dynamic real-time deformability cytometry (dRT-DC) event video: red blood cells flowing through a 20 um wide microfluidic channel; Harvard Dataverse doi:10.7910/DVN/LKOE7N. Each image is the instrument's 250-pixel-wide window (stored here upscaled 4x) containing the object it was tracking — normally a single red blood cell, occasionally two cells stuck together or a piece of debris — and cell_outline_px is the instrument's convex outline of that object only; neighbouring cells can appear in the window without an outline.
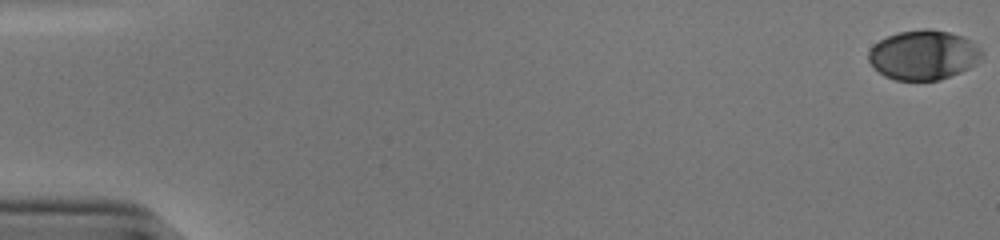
{"species": "human", "species_latin": "Homo sapiens", "temperature_condition": "cold", "stored_images_in_passage": 54, "camera_frame_rate_fps": 3000, "um_per_image_px": 0.085, "donor": {"sex": "male"}, "frame": {"image": 1, "passage_image": 1, "time_ms": 0.0, "image_size_px": [1000, 240], "cell_outline_px": [[980, 56], [976, 64], [960, 72], [940, 80], [896, 80], [884, 76], [868, 60], [868, 52], [880, 40], [888, 36], [900, 32], [924, 28], [928, 28], [948, 32], [964, 36], [980, 48]], "centroid_in_image_um": [78.49, 4.67], "position_along_channel_um": 6.5, "area_um2": 32.37}}
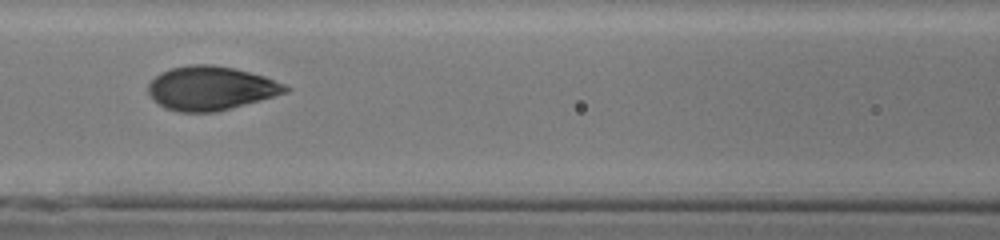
{"frame": {"image": 2, "passage_image": 26, "time_ms": 8.333, "image_size_px": [1000, 240], "cell_outline_px": [[292, 88], [288, 92], [260, 100], [216, 112], [180, 112], [164, 108], [152, 100], [148, 92], [148, 84], [160, 72], [172, 68], [188, 64], [212, 64], [232, 68], [264, 76], [284, 84]], "centroid_in_image_um": [17.89, 7.5], "position_along_channel_um": 148.7, "area_um2": 35.08}}
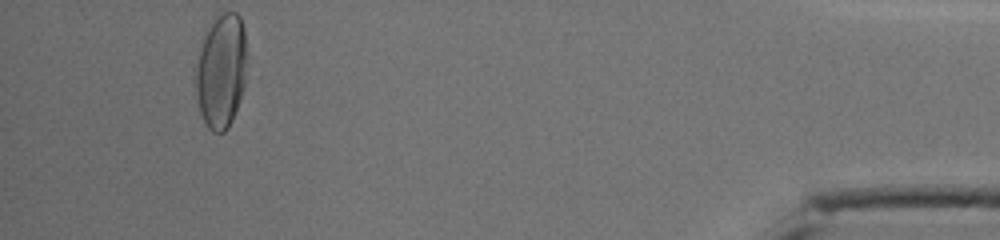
{"frame": {"image": 3, "passage_image": 52, "time_ms": 17.0, "image_size_px": [1000, 240], "cell_outline_px": [[248, 80], [232, 120], [228, 128], [224, 132], [212, 132], [208, 128], [200, 112], [196, 88], [196, 68], [204, 36], [212, 20], [216, 16], [224, 12], [236, 12], [240, 16], [244, 28]], "centroid_in_image_um": [18.85, 6.04], "position_along_channel_um": 416.3, "area_um2": 34.33}, "authors_computed_cell_mechanics": {"area_um2": 34.2754, "velocity_mm_per_s": 3.8143, "shape_relaxation_time_tau1_ms": 3.6214, "shape_relaxation_time_tau2_ms": null, "deformation_change_tau1": 0.1781, "deformation_change_tau2": null}}